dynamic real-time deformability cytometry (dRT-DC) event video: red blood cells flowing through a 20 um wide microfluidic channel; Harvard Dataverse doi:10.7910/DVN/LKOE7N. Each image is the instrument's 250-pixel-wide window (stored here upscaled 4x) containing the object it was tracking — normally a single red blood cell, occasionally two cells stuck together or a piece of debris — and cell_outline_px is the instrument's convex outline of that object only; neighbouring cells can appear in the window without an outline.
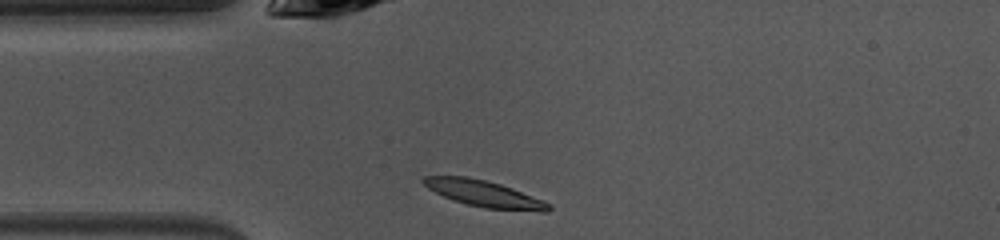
{"species": "common noctule bat (a hibernating species)", "species_latin": "Nyctalus noctula", "temperature_condition": "warm", "stored_images_in_passage": 38, "camera_frame_rate_fps": 3000, "um_per_image_px": 0.085, "animal": {"sex": "female", "body_mass_g": 10.0, "forearm_length_mm": 53.1}, "frame": {"image": 1, "passage_image": 1, "time_ms": 0.0, "image_size_px": [1000, 240], "cell_outline_px": [[552, 208], [548, 212], [540, 212], [484, 208], [468, 204], [444, 196], [428, 188], [420, 180], [424, 176], [468, 176], [500, 184], [512, 188], [544, 200], [552, 204]], "centroid_in_image_um": [41.22, 16.47], "position_along_channel_um": 43.8, "area_um2": 19.25}}
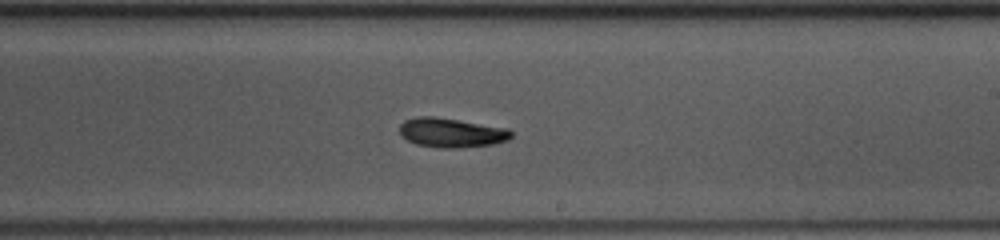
{"frame": {"image": 2, "passage_image": 17, "time_ms": 5.333, "image_size_px": [1000, 240], "cell_outline_px": [[512, 136], [508, 140], [492, 144], [456, 148], [444, 148], [416, 144], [400, 136], [400, 124], [404, 120], [416, 116], [432, 116], [508, 128], [512, 132]], "centroid_in_image_um": [38.34, 11.27], "position_along_channel_um": 250.7, "area_um2": 19.02}}
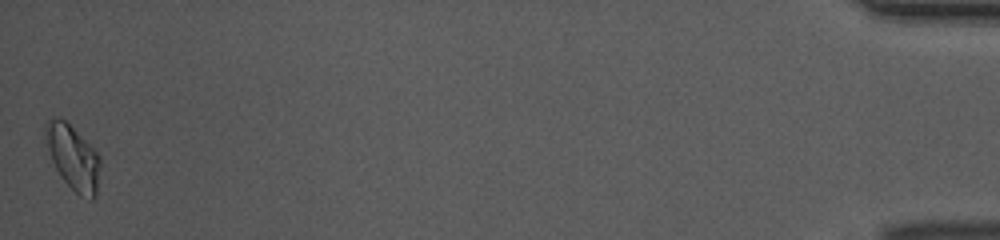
{"frame": {"image": 3, "passage_image": 38, "time_ms": 12.333, "image_size_px": [1000, 240], "cell_outline_px": [[100, 164], [96, 196], [92, 200], [80, 196], [60, 176], [52, 160], [48, 148], [44, 132], [44, 124], [52, 116], [64, 120], [100, 156]], "centroid_in_image_um": [6.19, 13.39], "position_along_channel_um": 429.0, "area_um2": 20.11}, "authors_computed_cell_mechanics": {"area_um2": 18.5538, "velocity_mm_per_s": 4.0361, "shape_relaxation_time_tau1_ms": 4.4098, "shape_relaxation_time_tau2_ms": null, "deformation_change_tau1": 0.1574, "deformation_change_tau2": null}}